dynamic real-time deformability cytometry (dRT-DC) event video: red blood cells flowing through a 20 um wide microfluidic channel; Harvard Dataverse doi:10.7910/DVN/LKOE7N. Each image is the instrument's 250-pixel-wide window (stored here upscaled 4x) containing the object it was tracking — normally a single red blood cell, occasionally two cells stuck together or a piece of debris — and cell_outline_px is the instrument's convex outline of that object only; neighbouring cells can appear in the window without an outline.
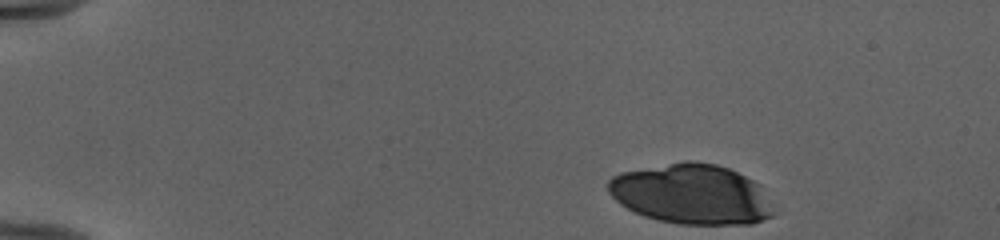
{"species": "human", "species_latin": "Homo sapiens", "temperature_condition": "cold", "stored_images_in_passage": 45, "camera_frame_rate_fps": 3000, "um_per_image_px": 0.085, "donor": {"sex": "female"}, "frame": {"image": 1, "passage_image": 1, "time_ms": 0.0, "image_size_px": [1000, 240], "cell_outline_px": [[776, 212], [772, 216], [764, 220], [752, 224], [680, 224], [660, 220], [644, 216], [620, 204], [608, 192], [608, 180], [612, 176], [620, 172], [684, 160], [692, 160], [716, 164], [728, 168], [760, 184]], "centroid_in_image_um": [58.8, 16.5], "position_along_channel_um": 26.2, "area_um2": 58.15}}